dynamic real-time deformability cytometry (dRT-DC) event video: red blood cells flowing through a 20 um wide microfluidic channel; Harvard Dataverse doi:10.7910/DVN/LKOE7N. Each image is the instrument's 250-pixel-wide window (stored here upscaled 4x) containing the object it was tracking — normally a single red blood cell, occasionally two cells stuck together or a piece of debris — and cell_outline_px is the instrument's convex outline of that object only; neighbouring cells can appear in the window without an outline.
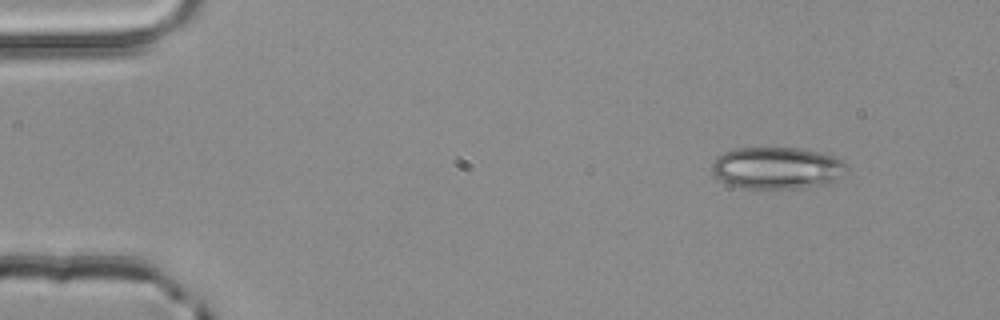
{"species": "common noctule bat (a hibernating species)", "species_latin": "Nyctalus noctula", "temperature_condition": "room temperature", "stored_images_in_passage": 3, "camera_frame_rate_fps": 3000, "um_per_image_px": 0.085, "animal": {"sex": "male", "body_mass_g": 20.4}, "frame": {"image": 1, "passage_image": 1, "time_ms": 0.0, "image_size_px": [1000, 320], "cell_outline_px": [[848, 168], [840, 176], [828, 184], [796, 188], [748, 188], [732, 184], [720, 180], [712, 172], [712, 164], [716, 156], [724, 152], [736, 148], [804, 148], [820, 152], [832, 156], [848, 164]], "centroid_in_image_um": [66.05, 14.26], "position_along_channel_um": 18.9, "area_um2": 32.77}}